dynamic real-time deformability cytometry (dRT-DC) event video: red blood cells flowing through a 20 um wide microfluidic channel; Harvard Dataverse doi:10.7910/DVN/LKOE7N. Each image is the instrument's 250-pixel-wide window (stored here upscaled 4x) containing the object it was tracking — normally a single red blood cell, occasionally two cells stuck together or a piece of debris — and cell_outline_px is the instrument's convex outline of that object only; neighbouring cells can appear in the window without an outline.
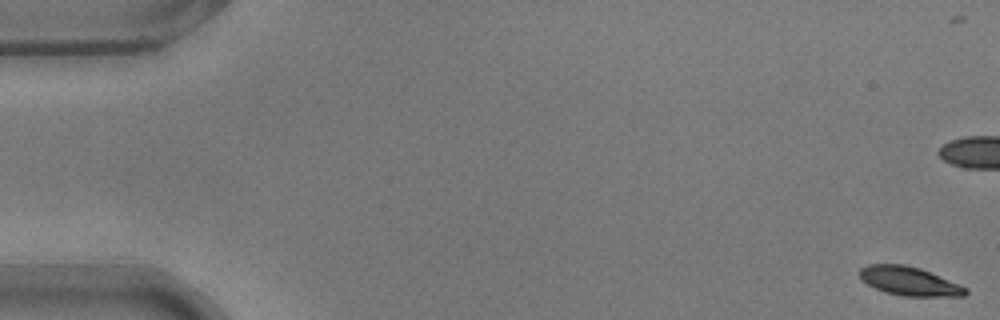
{"species": "common noctule bat (a hibernating species)", "species_latin": "Nyctalus noctula", "temperature_condition": "warm", "stored_images_in_passage": 57, "camera_frame_rate_fps": 3000, "um_per_image_px": 0.085, "animal": {"sex": "male", "body_mass_g": 17.9}, "frame": {"image": 1, "passage_image": 2, "time_ms": 0.333, "image_size_px": [1000, 320], "cell_outline_px": [[968, 292], [964, 296], [904, 296], [884, 292], [860, 280], [860, 268], [868, 264], [904, 264], [920, 268], [960, 284], [968, 288]], "centroid_in_image_um": [77.29, 23.89], "position_along_channel_um": 7.7, "area_um2": 17.8}}
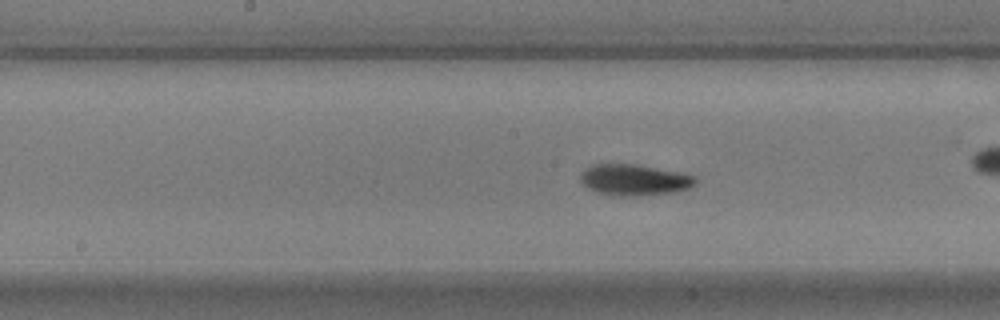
{"frame": {"image": 2, "passage_image": 29, "time_ms": 9.333, "image_size_px": [1000, 320], "cell_outline_px": [[700, 180], [696, 184], [688, 188], [676, 192], [628, 196], [612, 196], [588, 188], [580, 180], [580, 172], [584, 168], [592, 164], [636, 164], [684, 172], [696, 176]], "centroid_in_image_um": [53.96, 15.27], "position_along_channel_um": 194.2, "area_um2": 21.21}}
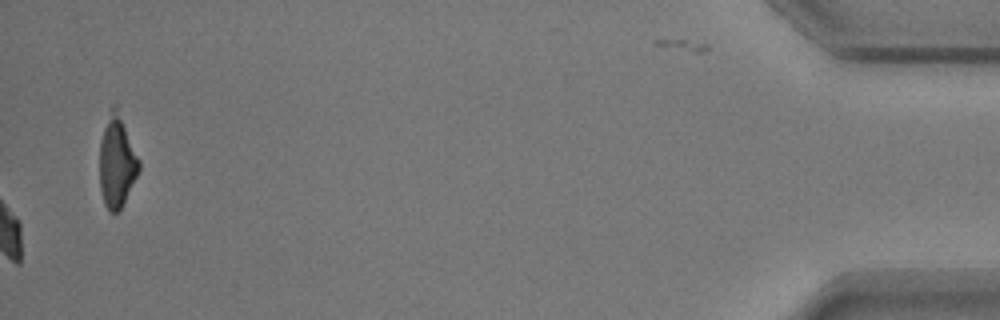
{"frame": {"image": 3, "passage_image": 57, "time_ms": 18.667, "image_size_px": [1000, 320], "cell_outline_px": [[140, 168], [120, 208], [116, 212], [108, 212], [104, 204], [100, 188], [100, 140], [112, 104], [116, 100], [140, 160]], "centroid_in_image_um": [9.93, 13.65], "position_along_channel_um": 425.3, "area_um2": 21.1}, "authors_computed_cell_mechanics": {"area_um2": 19.363, "velocity_mm_per_s": 3.7068, "shape_relaxation_time_tau1_ms": 2.9306, "shape_relaxation_time_tau2_ms": 4.4582, "deformation_change_tau1": 0.1052, "deformation_change_tau2": 0.0923}}